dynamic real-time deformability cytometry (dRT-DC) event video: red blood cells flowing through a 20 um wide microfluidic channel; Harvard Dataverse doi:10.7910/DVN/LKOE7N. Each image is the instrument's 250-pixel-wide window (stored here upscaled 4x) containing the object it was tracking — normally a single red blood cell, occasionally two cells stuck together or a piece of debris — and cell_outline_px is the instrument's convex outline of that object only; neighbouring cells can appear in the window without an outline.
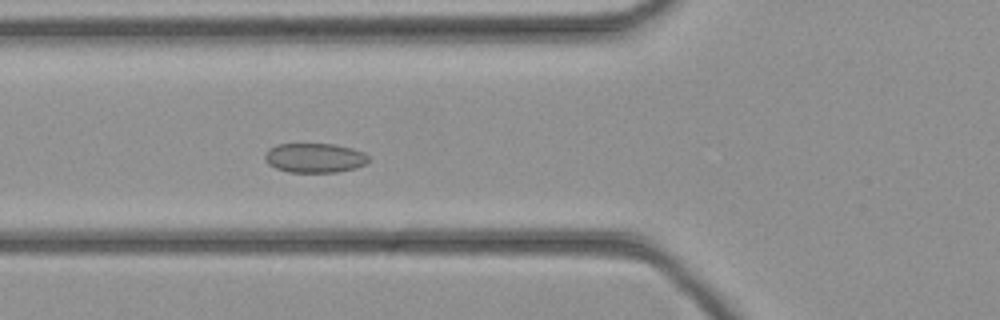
{"species": "common noctule bat (a hibernating species)", "species_latin": "Nyctalus noctula", "temperature_condition": "cold", "stored_images_in_passage": 47, "camera_frame_rate_fps": 3000, "um_per_image_px": 0.085, "animal": {"sex": "female", "body_mass_g": 21.9}, "frame": {"image": 1, "passage_image": 17, "time_ms": 5.333, "image_size_px": [1000, 320], "cell_outline_px": [[368, 164], [356, 168], [336, 172], [288, 172], [276, 168], [268, 164], [264, 160], [264, 156], [268, 148], [276, 144], [336, 144], [352, 148], [364, 152], [368, 156]], "centroid_in_image_um": [26.74, 13.42], "position_along_channel_um": 99.1, "area_um2": 18.03}}
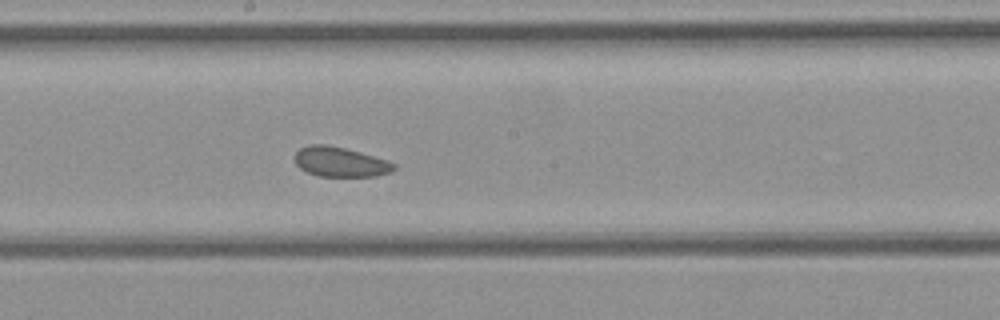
{"frame": {"image": 2, "passage_image": 25, "time_ms": 8.0, "image_size_px": [1000, 320], "cell_outline_px": [[396, 168], [392, 172], [376, 176], [320, 176], [308, 172], [300, 168], [296, 164], [296, 152], [300, 148], [308, 144], [324, 144], [344, 148], [360, 152], [388, 160], [396, 164]], "centroid_in_image_um": [28.95, 13.76], "position_along_channel_um": 219.2, "area_um2": 17.17}}
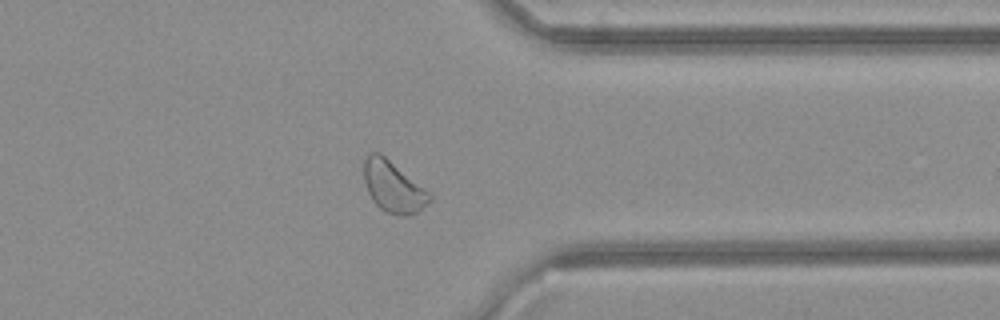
{"frame": {"image": 3, "passage_image": 36, "time_ms": 11.667, "image_size_px": [1000, 320], "cell_outline_px": [[432, 200], [416, 212], [408, 216], [400, 216], [384, 212], [372, 200], [368, 192], [364, 180], [364, 160], [368, 152], [380, 152], [432, 192]], "centroid_in_image_um": [33.44, 15.86], "position_along_channel_um": 378.0, "area_um2": 20.0}}